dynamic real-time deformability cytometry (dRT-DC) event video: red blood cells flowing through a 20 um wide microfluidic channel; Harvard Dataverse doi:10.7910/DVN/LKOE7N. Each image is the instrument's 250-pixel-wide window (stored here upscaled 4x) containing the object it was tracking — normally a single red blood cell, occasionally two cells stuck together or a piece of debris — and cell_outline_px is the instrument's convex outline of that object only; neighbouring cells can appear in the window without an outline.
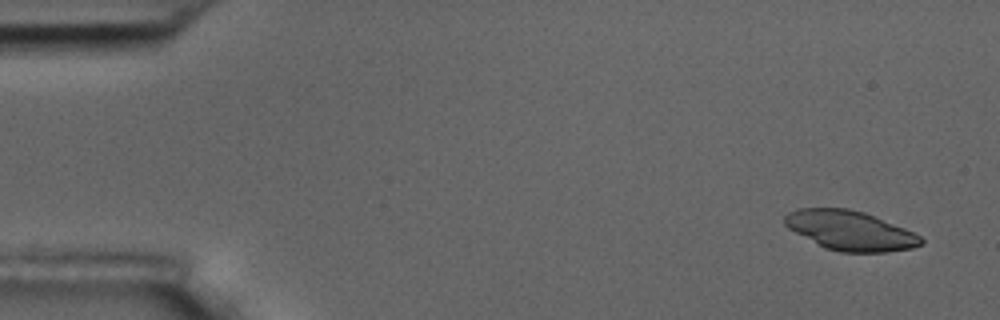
{"species": "common noctule bat (a hibernating species)", "species_latin": "Nyctalus noctula", "temperature_condition": "room temperature", "stored_images_in_passage": 4, "camera_frame_rate_fps": 3000, "um_per_image_px": 0.085, "animal": {"sex": "male", "body_mass_g": 17.5, "forearm_length_mm": 52.3}, "frame": {"image": 1, "passage_image": 1, "time_ms": 0.0, "image_size_px": [1000, 320], "cell_outline_px": [[924, 244], [912, 248], [884, 252], [840, 252], [824, 248], [788, 228], [784, 224], [784, 216], [788, 212], [800, 208], [848, 208], [864, 212], [904, 228], [920, 236], [924, 240]], "centroid_in_image_um": [72.25, 19.6], "position_along_channel_um": 12.8, "area_um2": 31.27}}